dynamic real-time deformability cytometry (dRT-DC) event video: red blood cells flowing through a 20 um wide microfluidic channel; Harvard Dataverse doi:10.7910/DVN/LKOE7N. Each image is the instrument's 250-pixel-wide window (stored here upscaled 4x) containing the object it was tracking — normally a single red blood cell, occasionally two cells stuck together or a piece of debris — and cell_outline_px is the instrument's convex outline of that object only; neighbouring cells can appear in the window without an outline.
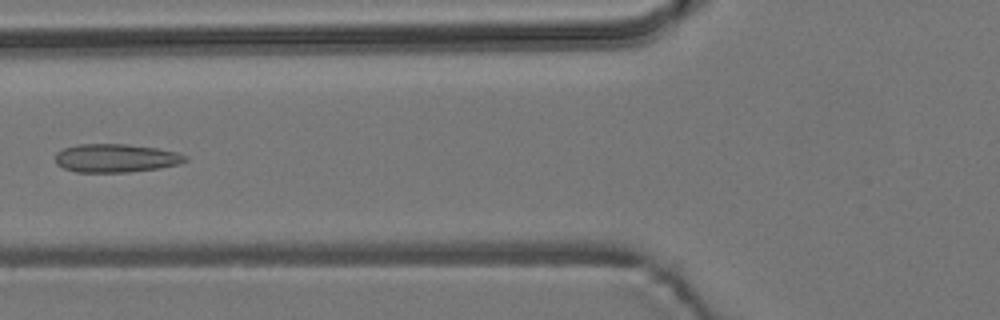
{"species": "common noctule bat (a hibernating species)", "species_latin": "Nyctalus noctula", "temperature_condition": "room temperature", "stored_images_in_passage": 4, "camera_frame_rate_fps": 3000, "um_per_image_px": 0.085, "animal": {"sex": "male", "body_mass_g": 19.2, "forearm_length_mm": 51.8}, "frame": {"image": 1, "passage_image": 3, "time_ms": 2.333, "image_size_px": [1000, 320], "cell_outline_px": [[188, 160], [180, 164], [160, 168], [128, 172], [76, 172], [64, 168], [56, 164], [56, 152], [64, 148], [76, 144], [124, 144], [156, 148], [176, 152], [188, 156]], "centroid_in_image_um": [9.85, 13.44], "position_along_channel_um": 115.9, "area_um2": 21.56}}
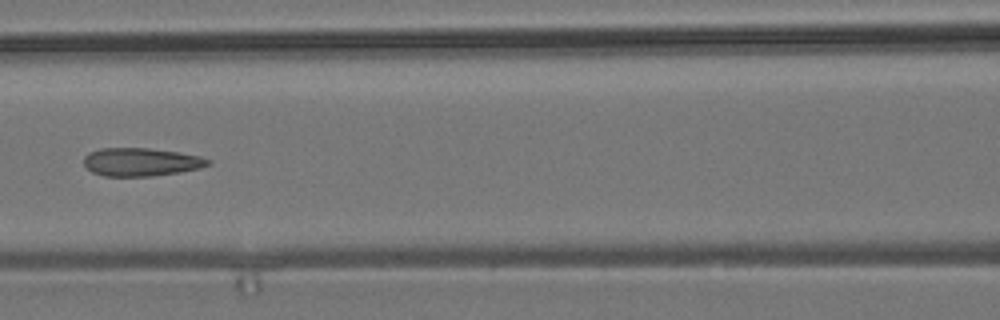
{"frame": {"image": 2, "passage_image": 4, "time_ms": 3.333, "image_size_px": [1000, 320], "cell_outline_px": [[212, 164], [200, 168], [180, 172], [152, 176], [104, 176], [92, 172], [84, 164], [84, 156], [88, 152], [100, 148], [148, 148], [180, 152], [200, 156], [212, 160]], "centroid_in_image_um": [12.01, 13.76], "position_along_channel_um": 154.6, "area_um2": 20.58}}